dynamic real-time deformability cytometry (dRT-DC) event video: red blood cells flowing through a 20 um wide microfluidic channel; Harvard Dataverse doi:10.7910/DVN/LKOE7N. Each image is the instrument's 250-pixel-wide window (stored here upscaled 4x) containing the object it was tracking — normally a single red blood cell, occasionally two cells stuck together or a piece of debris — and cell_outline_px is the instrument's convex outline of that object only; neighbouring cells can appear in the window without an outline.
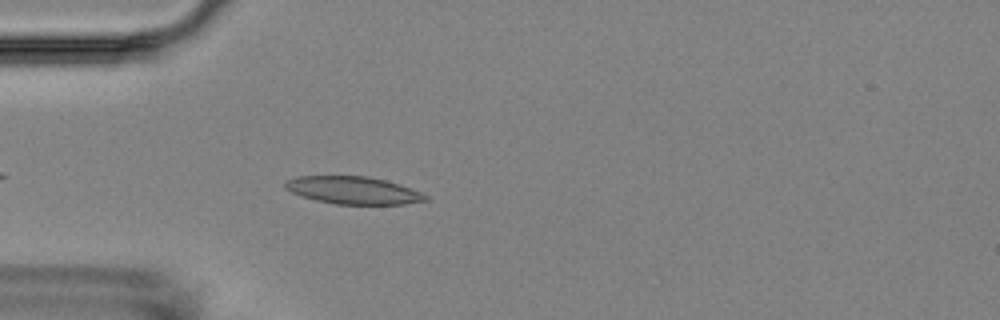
{"species": "Egyptian fruit bat (a non-hibernating species)", "species_latin": "Rousettus aegyptiacus", "temperature_condition": "room temperature", "stored_images_in_passage": 6, "camera_frame_rate_fps": 3000, "um_per_image_px": 0.085, "animal": {"sex": "female"}, "frame": {"image": 1, "passage_image": 6, "time_ms": 7.0, "image_size_px": [1000, 320], "cell_outline_px": [[428, 200], [404, 204], [336, 204], [316, 200], [292, 192], [284, 188], [284, 184], [288, 180], [296, 176], [368, 176], [400, 184], [420, 192], [428, 196]], "centroid_in_image_um": [30.03, 16.17], "position_along_channel_um": 55.0, "area_um2": 22.31}}